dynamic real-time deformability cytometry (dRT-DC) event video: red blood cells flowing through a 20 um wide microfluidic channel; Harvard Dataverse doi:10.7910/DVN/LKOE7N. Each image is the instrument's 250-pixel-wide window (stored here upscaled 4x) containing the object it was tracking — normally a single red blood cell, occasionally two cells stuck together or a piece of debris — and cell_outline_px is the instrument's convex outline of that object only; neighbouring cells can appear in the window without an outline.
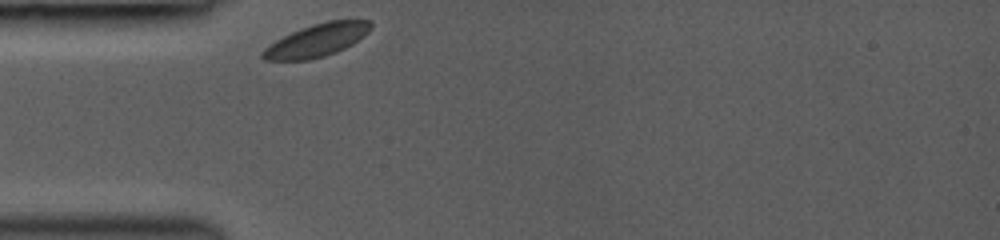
{"species": "common noctule bat (a hibernating species)", "species_latin": "Nyctalus noctula", "temperature_condition": "room temperature", "stored_images_in_passage": 13, "camera_frame_rate_fps": 3000, "um_per_image_px": 0.085, "animal": {"sex": "female", "body_mass_g": 19.0, "forearm_length_mm": 53.3}, "frame": {"image": 1, "passage_image": 1, "time_ms": 0.0, "image_size_px": [1000, 240], "cell_outline_px": [[372, 28], [364, 36], [352, 44], [336, 52], [324, 56], [308, 60], [264, 60], [260, 56], [260, 52], [264, 48], [276, 40], [300, 28], [312, 24], [328, 20], [368, 20], [372, 24]], "centroid_in_image_um": [26.92, 3.42], "position_along_channel_um": 58.1, "area_um2": 20.63}}
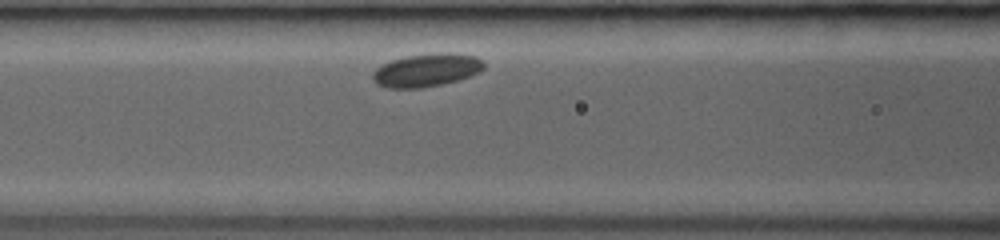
{"frame": {"image": 2, "passage_image": 10, "time_ms": 2.0, "image_size_px": [1000, 240], "cell_outline_px": [[484, 68], [480, 72], [460, 80], [420, 88], [388, 88], [376, 84], [372, 80], [372, 72], [376, 68], [392, 60], [408, 56], [444, 52], [448, 52], [476, 56], [484, 60]], "centroid_in_image_um": [36.28, 5.96], "position_along_channel_um": 130.3, "area_um2": 21.5}}
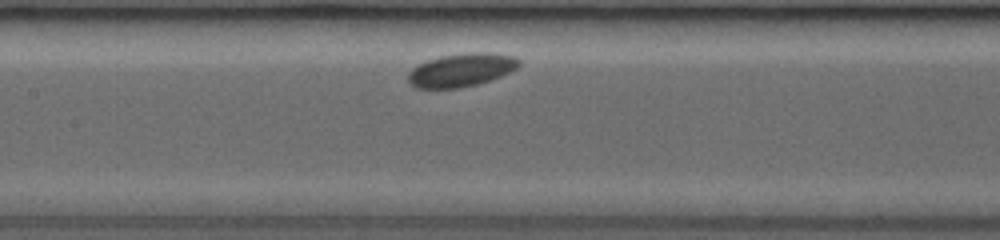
{"frame": {"image": 3, "passage_image": 12, "time_ms": 3.0, "image_size_px": [1000, 240], "cell_outline_px": [[520, 64], [516, 68], [500, 76], [476, 84], [460, 88], [416, 88], [408, 80], [408, 72], [416, 64], [440, 56], [468, 52], [492, 52], [516, 56], [520, 60]], "centroid_in_image_um": [39.2, 5.93], "position_along_channel_um": 168.2, "area_um2": 21.56}}